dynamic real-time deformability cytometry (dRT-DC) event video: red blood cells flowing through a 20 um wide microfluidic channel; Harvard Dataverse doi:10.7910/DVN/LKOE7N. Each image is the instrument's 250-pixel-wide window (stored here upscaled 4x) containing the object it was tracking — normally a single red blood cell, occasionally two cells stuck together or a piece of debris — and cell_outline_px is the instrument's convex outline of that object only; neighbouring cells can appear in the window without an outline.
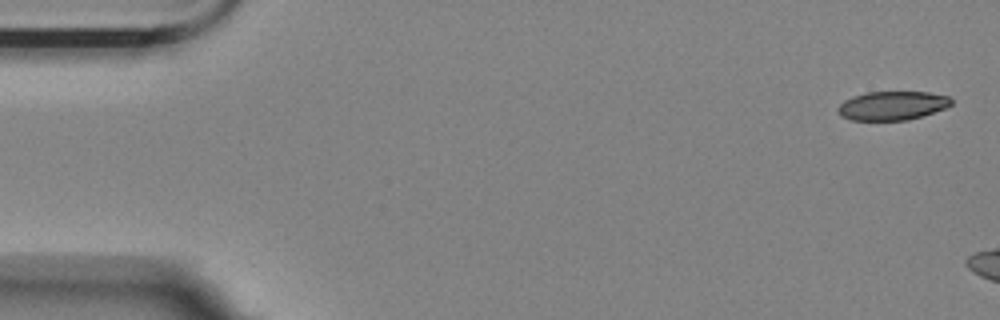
{"species": "Egyptian fruit bat (a non-hibernating species)", "species_latin": "Rousettus aegyptiacus", "temperature_condition": "room temperature", "stored_images_in_passage": 3, "camera_frame_rate_fps": 3000, "um_per_image_px": 0.085, "animal": {"sex": "female"}, "frame": {"image": 1, "passage_image": 1, "time_ms": 0.0, "image_size_px": [1000, 320], "cell_outline_px": [[952, 104], [944, 108], [908, 120], [852, 120], [840, 116], [836, 112], [836, 108], [844, 100], [852, 96], [868, 92], [928, 92], [948, 96], [952, 100]], "centroid_in_image_um": [75.79, 8.98], "position_along_channel_um": 9.2, "area_um2": 19.02}}